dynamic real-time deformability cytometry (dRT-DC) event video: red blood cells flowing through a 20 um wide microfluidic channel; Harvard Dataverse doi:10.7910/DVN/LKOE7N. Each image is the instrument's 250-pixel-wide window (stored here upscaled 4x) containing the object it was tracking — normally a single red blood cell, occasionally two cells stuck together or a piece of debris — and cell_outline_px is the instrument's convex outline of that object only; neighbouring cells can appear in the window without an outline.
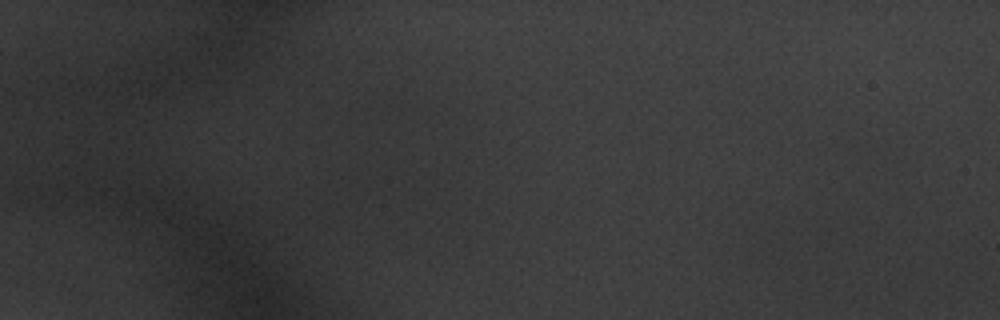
{"species": "common noctule bat (a hibernating species)", "species_latin": "Nyctalus noctula", "temperature_condition": "warm", "stored_images_in_passage": 3, "camera_frame_rate_fps": 3000, "um_per_image_px": 0.085, "animal": {"sex": "male", "body_mass_g": 20.1, "forearm_length_mm": 53.5}, "frame": {"image": 1, "passage_image": 1, "time_ms": 0.0, "image_size_px": [1000, 320], "cell_outline_px": [[132, 172], [124, 184], [120, 188], [104, 192], [60, 192], [48, 184], [52, 168], [60, 164], [72, 160], [80, 160], [128, 168]], "centroid_in_image_um": [7.45, 15.04], "position_along_channel_um": 77.6, "area_um2": 15.2}}